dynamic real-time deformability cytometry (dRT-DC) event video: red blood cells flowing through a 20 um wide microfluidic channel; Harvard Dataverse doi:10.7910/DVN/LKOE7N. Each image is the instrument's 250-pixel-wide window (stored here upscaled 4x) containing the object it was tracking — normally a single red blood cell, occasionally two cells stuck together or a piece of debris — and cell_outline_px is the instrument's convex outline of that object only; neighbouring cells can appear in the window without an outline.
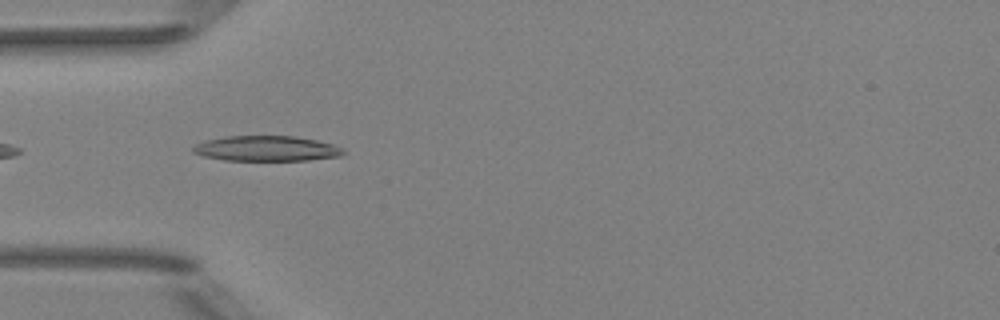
{"species": "Egyptian fruit bat (a non-hibernating species)", "species_latin": "Rousettus aegyptiacus", "temperature_condition": "room temperature", "stored_images_in_passage": 5, "camera_frame_rate_fps": 3000, "um_per_image_px": 0.085, "animal": {"sex": "female"}, "frame": {"image": 1, "passage_image": 3, "time_ms": 3.0, "image_size_px": [1000, 320], "cell_outline_px": [[348, 152], [340, 156], [308, 160], [224, 160], [204, 156], [192, 152], [192, 148], [196, 144], [208, 140], [224, 136], [296, 136], [316, 140], [332, 144], [344, 148]], "centroid_in_image_um": [22.69, 12.62], "position_along_channel_um": 62.3, "area_um2": 22.14}}
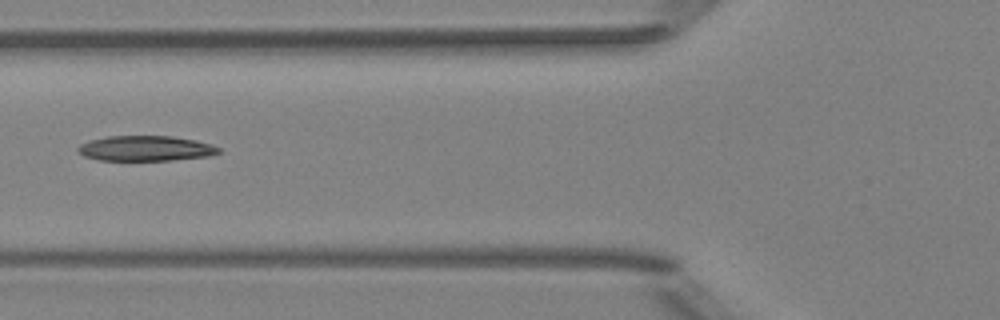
{"frame": {"image": 2, "passage_image": 4, "time_ms": 4.333, "image_size_px": [1000, 320], "cell_outline_px": [[224, 152], [208, 156], [172, 160], [100, 160], [84, 156], [76, 152], [76, 148], [80, 144], [88, 140], [108, 136], [172, 136], [196, 140], [220, 148]], "centroid_in_image_um": [12.35, 12.61], "position_along_channel_um": 113.4, "area_um2": 20.81}}
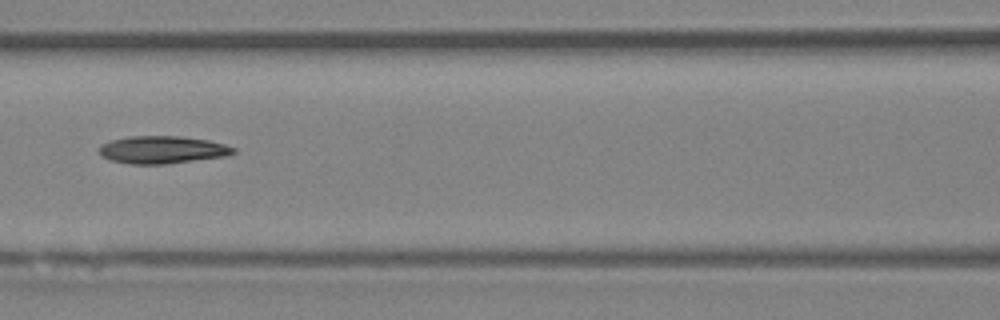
{"frame": {"image": 3, "passage_image": 5, "time_ms": 5.333, "image_size_px": [1000, 320], "cell_outline_px": [[236, 152], [224, 156], [164, 164], [128, 164], [112, 160], [100, 156], [100, 144], [112, 140], [128, 136], [180, 136], [208, 140], [224, 144], [236, 148]], "centroid_in_image_um": [13.77, 12.72], "position_along_channel_um": 152.8, "area_um2": 21.44}}